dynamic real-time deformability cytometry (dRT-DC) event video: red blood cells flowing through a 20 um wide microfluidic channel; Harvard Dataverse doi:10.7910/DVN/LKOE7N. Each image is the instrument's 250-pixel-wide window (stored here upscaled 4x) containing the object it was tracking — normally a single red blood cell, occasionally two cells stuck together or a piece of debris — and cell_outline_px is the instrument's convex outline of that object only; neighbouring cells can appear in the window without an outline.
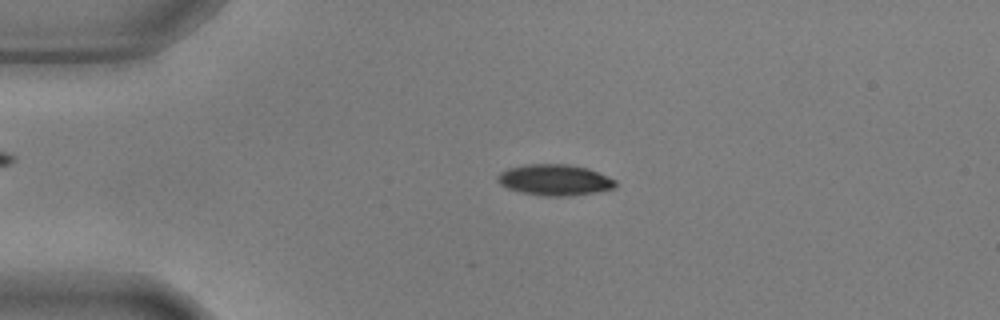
{"species": "common noctule bat (a hibernating species)", "species_latin": "Nyctalus noctula", "temperature_condition": "warm", "stored_images_in_passage": 16, "camera_frame_rate_fps": 3000, "um_per_image_px": 0.085, "animal": {"sex": "male", "body_mass_g": 17.9, "forearm_length_mm": 54.2}, "frame": {"image": 1, "passage_image": 9, "time_ms": 2.667, "image_size_px": [1000, 320], "cell_outline_px": [[616, 188], [596, 192], [568, 196], [544, 196], [520, 192], [508, 188], [500, 184], [496, 180], [496, 176], [500, 172], [508, 168], [524, 164], [568, 164], [588, 168], [608, 176], [616, 180]], "centroid_in_image_um": [47.14, 15.29], "position_along_channel_um": 37.9, "area_um2": 21.5}}
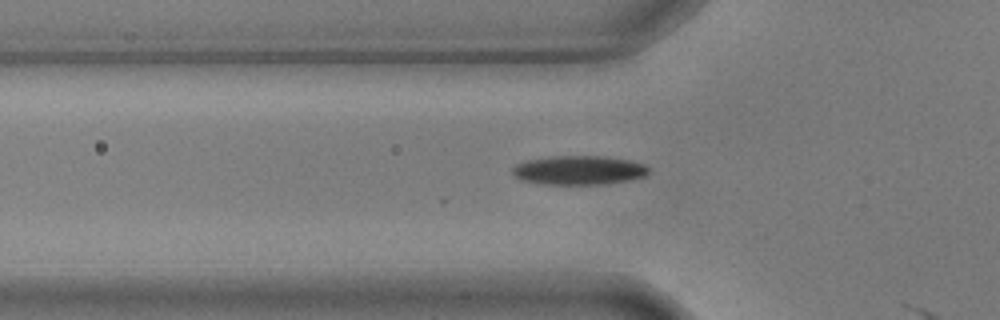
{"frame": {"image": 2, "passage_image": 15, "time_ms": 4.667, "image_size_px": [1000, 320], "cell_outline_px": [[648, 172], [644, 176], [628, 180], [600, 184], [540, 184], [520, 180], [512, 172], [512, 168], [516, 164], [528, 160], [552, 156], [604, 156], [628, 160], [644, 164], [648, 168]], "centroid_in_image_um": [49.16, 14.46], "position_along_channel_um": 76.6, "area_um2": 22.89}}